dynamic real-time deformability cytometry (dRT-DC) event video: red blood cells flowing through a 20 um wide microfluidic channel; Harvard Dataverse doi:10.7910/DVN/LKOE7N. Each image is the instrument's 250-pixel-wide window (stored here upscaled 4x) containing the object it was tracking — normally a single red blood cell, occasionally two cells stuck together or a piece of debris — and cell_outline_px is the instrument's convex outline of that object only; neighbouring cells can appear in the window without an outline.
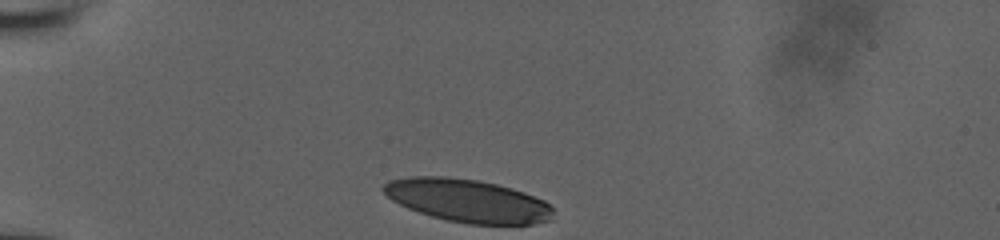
{"species": "human", "species_latin": "Homo sapiens", "temperature_condition": "room temperature", "stored_images_in_passage": 32, "camera_frame_rate_fps": 3000, "um_per_image_px": 0.085, "donor": {"sex": "male"}, "frame": {"image": 1, "passage_image": 1, "time_ms": 0.0, "image_size_px": [1000, 240], "cell_outline_px": [[552, 212], [548, 220], [532, 224], [472, 224], [448, 220], [432, 216], [420, 212], [400, 204], [392, 200], [384, 192], [384, 184], [392, 180], [416, 176], [436, 176], [476, 180], [496, 184], [544, 200], [552, 208]], "centroid_in_image_um": [39.74, 17.06], "position_along_channel_um": 45.3, "area_um2": 41.38}}
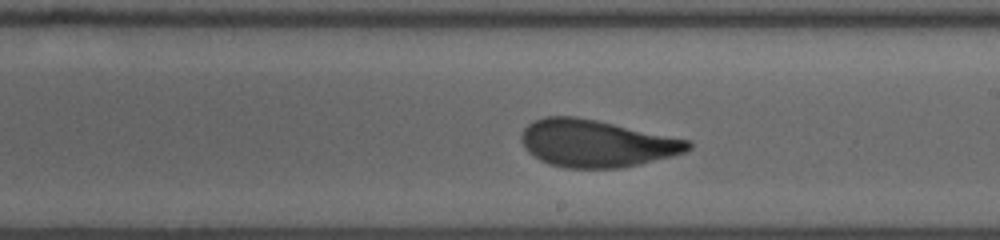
{"frame": {"image": 2, "passage_image": 19, "time_ms": 6.0, "image_size_px": [1000, 240], "cell_outline_px": [[692, 144], [684, 152], [636, 164], [616, 168], [568, 168], [552, 164], [536, 156], [524, 144], [524, 128], [528, 124], [536, 120], [548, 116], [572, 116], [596, 120], [688, 140]], "centroid_in_image_um": [50.7, 12.17], "position_along_channel_um": 238.3, "area_um2": 44.27}}
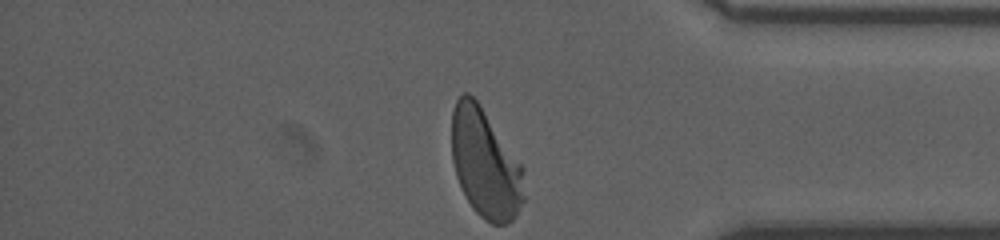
{"frame": {"image": 3, "passage_image": 32, "time_ms": 10.333, "image_size_px": [1000, 240], "cell_outline_px": [[524, 200], [512, 220], [504, 224], [492, 224], [480, 216], [476, 212], [468, 200], [456, 176], [452, 160], [452, 112], [456, 100], [464, 92], [468, 92], [476, 100], [520, 164], [524, 196]], "centroid_in_image_um": [41.2, 13.91], "position_along_channel_um": 394.0, "area_um2": 44.8}, "authors_computed_cell_mechanics": {"area_um2": 44.7661, "velocity_mm_per_s": 3.9301, "shape_relaxation_time_tau1_ms": 3.8223, "shape_relaxation_time_tau2_ms": 0.8869, "deformation_change_tau1": 0.1588, "deformation_change_tau2": 0.065}}